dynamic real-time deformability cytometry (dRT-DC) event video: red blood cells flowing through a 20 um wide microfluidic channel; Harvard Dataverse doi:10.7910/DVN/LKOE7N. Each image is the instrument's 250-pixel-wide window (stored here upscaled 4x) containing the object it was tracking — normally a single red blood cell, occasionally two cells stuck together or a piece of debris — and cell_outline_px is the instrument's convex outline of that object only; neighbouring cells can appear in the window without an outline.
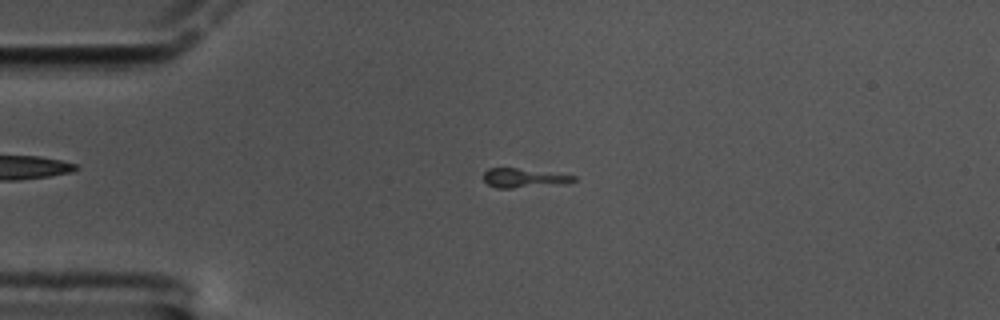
{"species": "common noctule bat (a hibernating species)", "species_latin": "Nyctalus noctula", "temperature_condition": "cold", "stored_images_in_passage": 60, "camera_frame_rate_fps": 3000, "um_per_image_px": 0.085, "animal": {"sex": "male", "body_mass_g": 17.5, "forearm_length_mm": 52.3}, "frame": {"image": 1, "passage_image": 14, "time_ms": 4.333, "image_size_px": [1000, 320], "cell_outline_px": [[576, 180], [568, 184], [512, 188], [496, 188], [488, 184], [484, 180], [484, 172], [488, 168], [516, 168], [576, 176]], "centroid_in_image_um": [44.54, 15.14], "position_along_channel_um": 40.5, "area_um2": 10.06}}
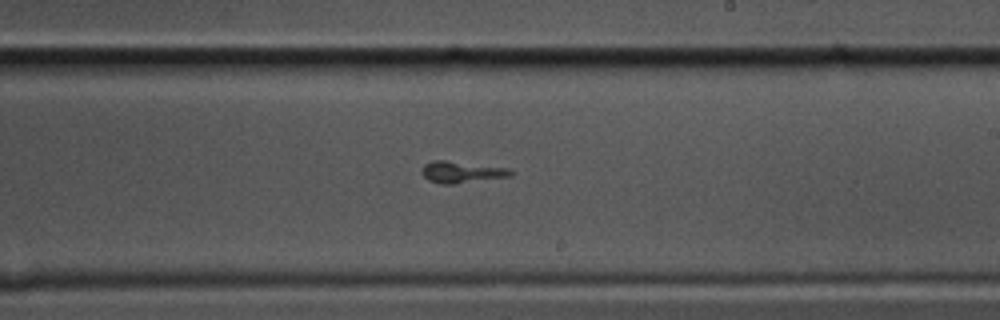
{"frame": {"image": 2, "passage_image": 35, "time_ms": 11.333, "image_size_px": [1000, 320], "cell_outline_px": [[516, 172], [512, 176], [452, 184], [440, 184], [428, 180], [420, 172], [424, 164], [432, 160], [444, 160], [508, 168]], "centroid_in_image_um": [39.23, 14.63], "position_along_channel_um": 249.8, "area_um2": 11.21}}
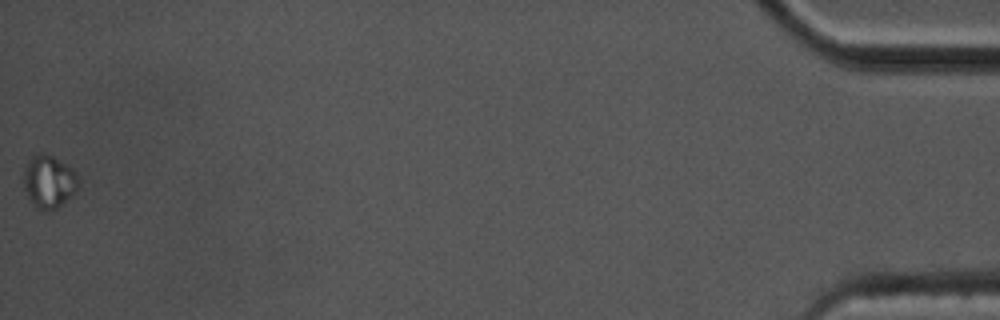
{"frame": {"image": 3, "passage_image": 60, "time_ms": 19.667, "image_size_px": [1000, 320], "cell_outline_px": [[80, 184], [76, 192], [56, 208], [48, 212], [36, 208], [28, 196], [24, 188], [24, 168], [28, 160], [36, 152], [44, 152], [52, 156], [72, 168], [76, 172], [80, 180]], "centroid_in_image_um": [4.17, 15.42], "position_along_channel_um": 431.0, "area_um2": 17.05}}